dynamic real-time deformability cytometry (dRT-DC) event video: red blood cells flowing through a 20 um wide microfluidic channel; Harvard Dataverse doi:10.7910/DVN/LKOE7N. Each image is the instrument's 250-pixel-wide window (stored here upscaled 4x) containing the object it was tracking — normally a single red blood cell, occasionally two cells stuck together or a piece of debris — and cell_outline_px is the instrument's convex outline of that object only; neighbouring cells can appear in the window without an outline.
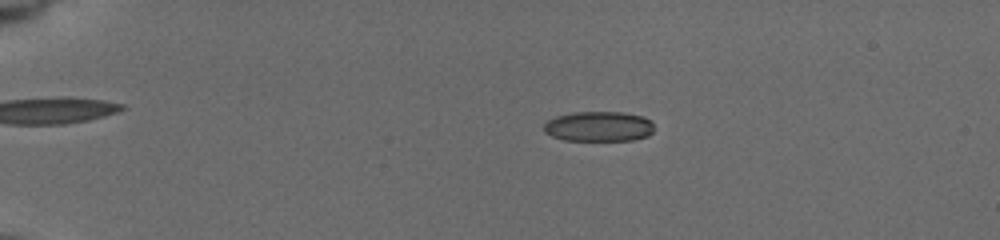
{"species": "common noctule bat (a hibernating species)", "species_latin": "Nyctalus noctula", "temperature_condition": "cold", "stored_images_in_passage": 57, "camera_frame_rate_fps": 3000, "um_per_image_px": 0.085, "animal": {"sex": "female", "body_mass_g": 19.5, "forearm_length_mm": 54.1}, "frame": {"image": 1, "passage_image": 13, "time_ms": 4.0, "image_size_px": [1000, 240], "cell_outline_px": [[652, 132], [648, 136], [632, 140], [564, 140], [552, 136], [544, 132], [544, 124], [548, 120], [556, 116], [572, 112], [624, 112], [640, 116], [652, 120]], "centroid_in_image_um": [50.88, 10.74], "position_along_channel_um": 34.1, "area_um2": 19.31}}
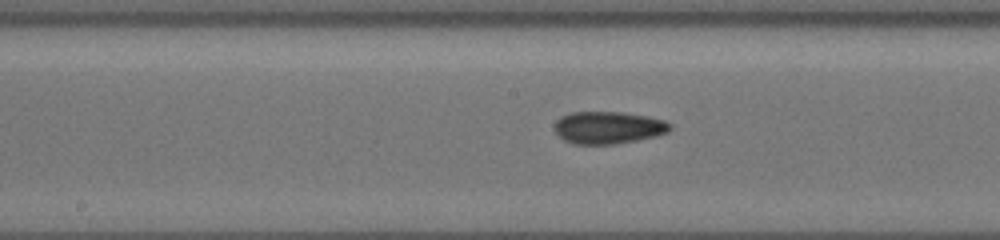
{"frame": {"image": 2, "passage_image": 32, "time_ms": 10.333, "image_size_px": [1000, 240], "cell_outline_px": [[672, 128], [668, 132], [656, 136], [616, 144], [572, 144], [564, 140], [556, 132], [556, 120], [560, 116], [572, 112], [620, 112], [648, 116], [664, 120], [672, 124]], "centroid_in_image_um": [51.72, 10.84], "position_along_channel_um": 196.5, "area_um2": 21.79}}
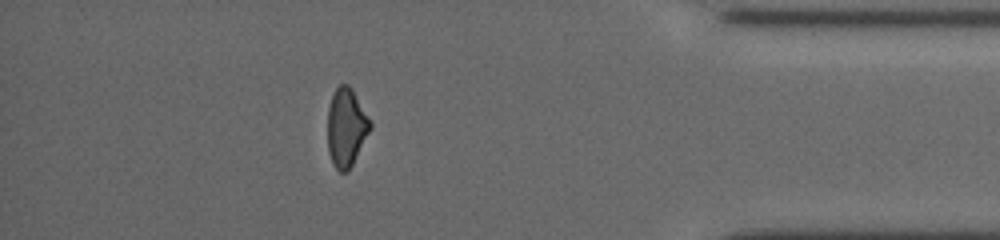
{"frame": {"image": 3, "passage_image": 51, "time_ms": 16.667, "image_size_px": [1000, 240], "cell_outline_px": [[372, 128], [348, 172], [340, 172], [336, 168], [328, 152], [328, 108], [332, 96], [336, 88], [340, 84], [348, 84], [352, 88], [372, 124]], "centroid_in_image_um": [29.44, 10.83], "position_along_channel_um": 405.8, "area_um2": 19.36}, "authors_computed_cell_mechanics": {"area_um2": 19.8832, "velocity_mm_per_s": 3.7771, "shape_relaxation_time_tau1_ms": 9.8798, "shape_relaxation_time_tau2_ms": 2.5976, "deformation_change_tau1": 0.157, "deformation_change_tau2": 0.0804}}